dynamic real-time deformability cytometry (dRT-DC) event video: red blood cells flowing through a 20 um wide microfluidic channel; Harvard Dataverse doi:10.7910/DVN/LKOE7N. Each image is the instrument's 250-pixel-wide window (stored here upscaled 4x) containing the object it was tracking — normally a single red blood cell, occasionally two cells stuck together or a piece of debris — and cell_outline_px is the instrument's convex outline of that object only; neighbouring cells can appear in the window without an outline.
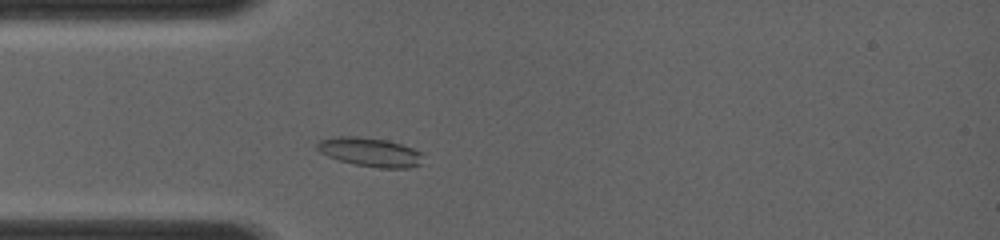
{"species": "common noctule bat (a hibernating species)", "species_latin": "Nyctalus noctula", "temperature_condition": "room temperature", "stored_images_in_passage": 26, "camera_frame_rate_fps": 4000, "um_per_image_px": 0.085, "animal": {"sex": "female", "body_mass_g": 19.0, "forearm_length_mm": 56.7}, "frame": {"image": 1, "passage_image": 5, "time_ms": 1.25, "image_size_px": [1000, 240], "cell_outline_px": [[424, 164], [408, 168], [380, 168], [356, 164], [340, 160], [328, 156], [320, 152], [316, 148], [316, 144], [320, 140], [332, 136], [356, 136], [388, 140], [412, 148], [420, 152]], "centroid_in_image_um": [31.46, 12.92], "position_along_channel_um": 53.5, "area_um2": 17.86}}
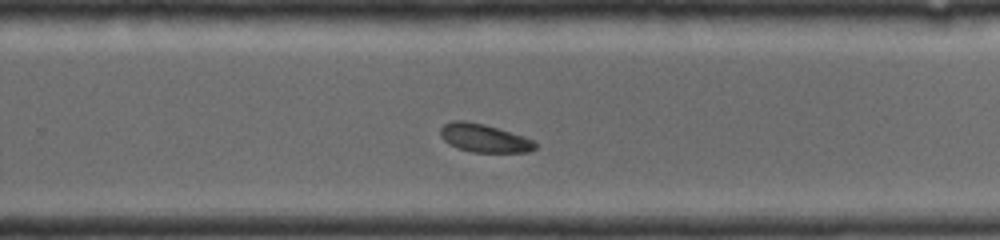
{"frame": {"image": 2, "passage_image": 18, "time_ms": 6.5, "image_size_px": [1000, 240], "cell_outline_px": [[536, 148], [528, 152], [472, 152], [456, 148], [448, 144], [440, 136], [440, 128], [444, 124], [452, 120], [464, 120], [484, 124], [524, 136], [536, 140]], "centroid_in_image_um": [41.14, 11.74], "position_along_channel_um": 288.7, "area_um2": 15.78}}
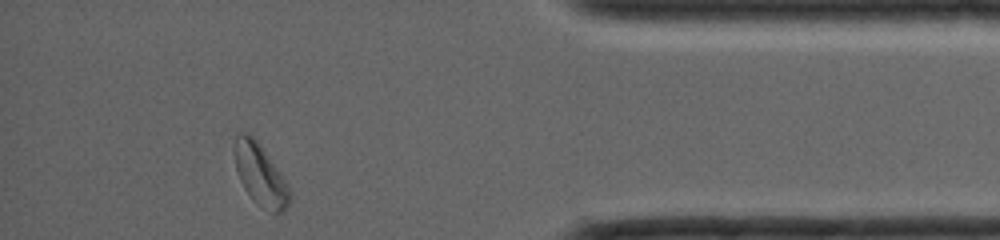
{"frame": {"image": 3, "passage_image": 26, "time_ms": 9.75, "image_size_px": [1000, 240], "cell_outline_px": [[292, 196], [288, 204], [280, 212], [272, 212], [256, 204], [244, 188], [240, 180], [236, 168], [236, 132], [248, 132], [260, 144], [280, 172], [288, 184], [292, 192]], "centroid_in_image_um": [22.15, 14.86], "position_along_channel_um": 413.0, "area_um2": 19.48}}